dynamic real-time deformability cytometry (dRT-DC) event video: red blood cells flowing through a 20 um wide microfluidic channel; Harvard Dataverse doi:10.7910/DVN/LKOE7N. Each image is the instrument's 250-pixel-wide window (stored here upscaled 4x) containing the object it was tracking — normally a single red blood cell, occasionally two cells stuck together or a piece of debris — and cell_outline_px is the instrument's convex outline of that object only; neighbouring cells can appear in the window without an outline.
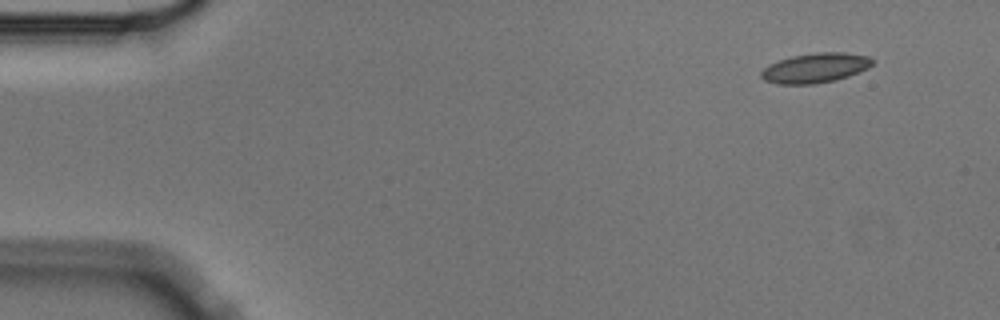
{"species": "Egyptian fruit bat (a non-hibernating species)", "species_latin": "Rousettus aegyptiacus", "temperature_condition": "cold", "stored_images_in_passage": 5, "camera_frame_rate_fps": 3000, "um_per_image_px": 0.085, "animal": {"sex": "male"}, "frame": {"image": 1, "passage_image": 1, "time_ms": 0.0, "image_size_px": [1000, 320], "cell_outline_px": [[876, 60], [868, 68], [848, 76], [836, 80], [816, 84], [776, 84], [764, 80], [760, 76], [760, 72], [768, 64], [792, 56], [816, 52], [844, 52], [868, 56]], "centroid_in_image_um": [69.3, 5.77], "position_along_channel_um": 15.7, "area_um2": 19.42}}
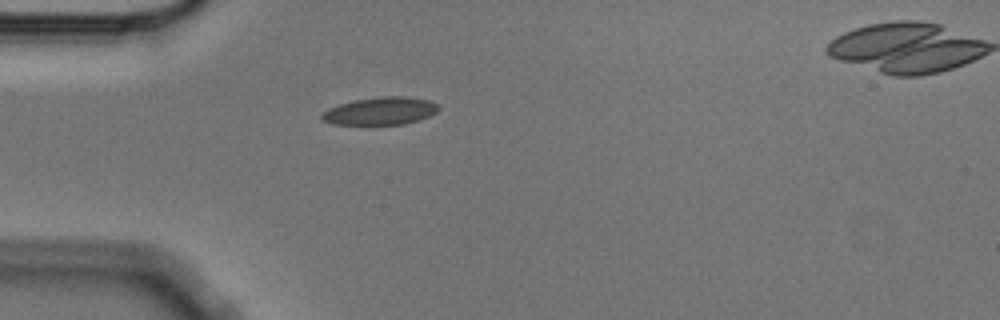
{"frame": {"image": 2, "passage_image": 4, "time_ms": 1.0, "image_size_px": [1000, 320], "cell_outline_px": [[440, 108], [436, 112], [420, 120], [404, 124], [332, 124], [324, 120], [320, 116], [328, 108], [352, 100], [380, 96], [408, 96], [428, 100], [436, 104]], "centroid_in_image_um": [32.35, 9.42], "position_along_channel_um": 52.7, "area_um2": 18.79}}